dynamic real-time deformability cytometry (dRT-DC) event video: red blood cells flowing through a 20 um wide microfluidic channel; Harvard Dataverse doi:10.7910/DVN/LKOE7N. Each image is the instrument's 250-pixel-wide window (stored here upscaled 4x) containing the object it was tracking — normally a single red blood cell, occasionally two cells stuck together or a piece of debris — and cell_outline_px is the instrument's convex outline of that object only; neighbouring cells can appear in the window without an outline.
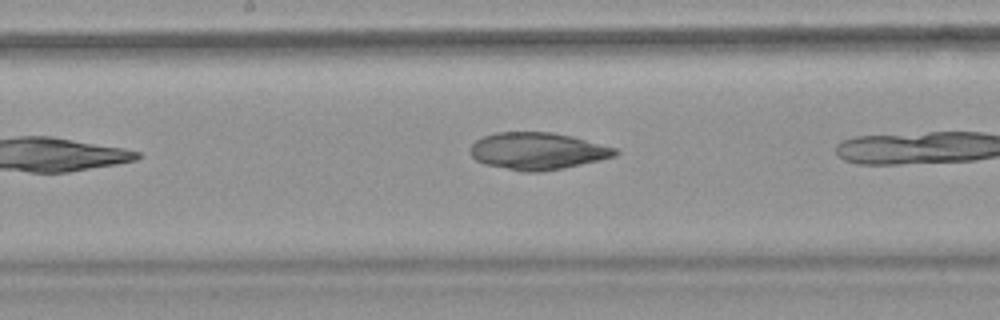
{"species": "common noctule bat (a hibernating species)", "species_latin": "Nyctalus noctula", "temperature_condition": "warm", "stored_images_in_passage": 10, "camera_frame_rate_fps": 3000, "um_per_image_px": 0.085, "animal": {"sex": "female", "body_mass_g": 18.4}, "frame": {"image": 1, "passage_image": 7, "time_ms": 7.0, "image_size_px": [1000, 320], "cell_outline_px": [[620, 152], [616, 156], [600, 160], [564, 168], [540, 172], [524, 172], [484, 164], [476, 160], [472, 156], [472, 144], [476, 140], [484, 136], [496, 132], [552, 132], [572, 136], [616, 148]], "centroid_in_image_um": [45.72, 12.84], "position_along_channel_um": 202.5, "area_um2": 31.27}}